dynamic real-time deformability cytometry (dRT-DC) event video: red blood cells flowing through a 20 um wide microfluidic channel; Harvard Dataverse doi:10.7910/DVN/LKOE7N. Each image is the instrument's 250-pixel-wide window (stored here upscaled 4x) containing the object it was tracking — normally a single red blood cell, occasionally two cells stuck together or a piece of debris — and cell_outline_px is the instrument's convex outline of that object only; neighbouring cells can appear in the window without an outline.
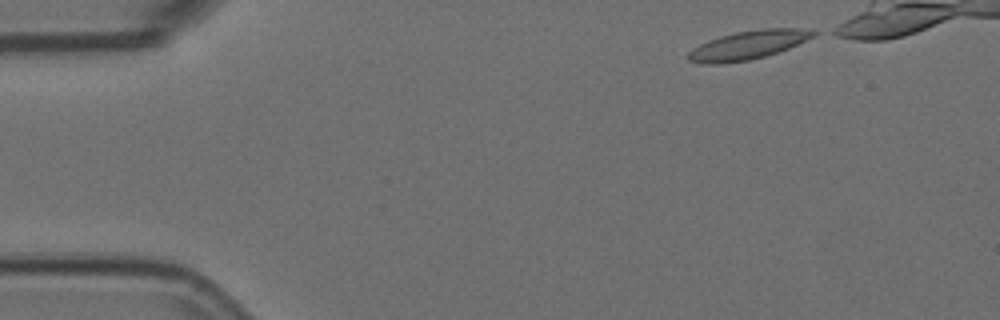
{"species": "Egyptian fruit bat (a non-hibernating species)", "species_latin": "Rousettus aegyptiacus", "temperature_condition": "room temperature", "stored_images_in_passage": 10, "segment_of_instrument_passage": [1, 2], "camera_frame_rate_fps": 3000, "um_per_image_px": 0.085, "animal": {"sex": "female"}, "frame": {"image": 1, "passage_image": 1, "time_ms": 0.0, "image_size_px": [1000, 320], "cell_outline_px": [[820, 32], [788, 48], [764, 56], [748, 60], [720, 64], [708, 64], [688, 60], [688, 52], [692, 48], [708, 40], [720, 36], [736, 32], [764, 28], [800, 28]], "centroid_in_image_um": [63.54, 3.82], "position_along_channel_um": 21.5, "area_um2": 20.58}}
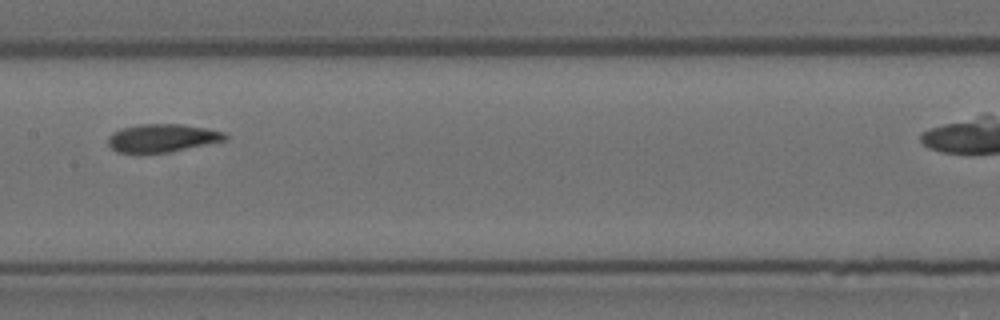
{"frame": {"image": 2, "passage_image": 7, "time_ms": 2.0, "image_size_px": [1000, 320], "cell_outline_px": [[228, 140], [168, 152], [116, 152], [108, 144], [108, 136], [112, 132], [120, 128], [140, 124], [184, 124], [224, 132], [228, 136]], "centroid_in_image_um": [13.79, 11.72], "position_along_channel_um": 193.6, "area_um2": 19.07}}
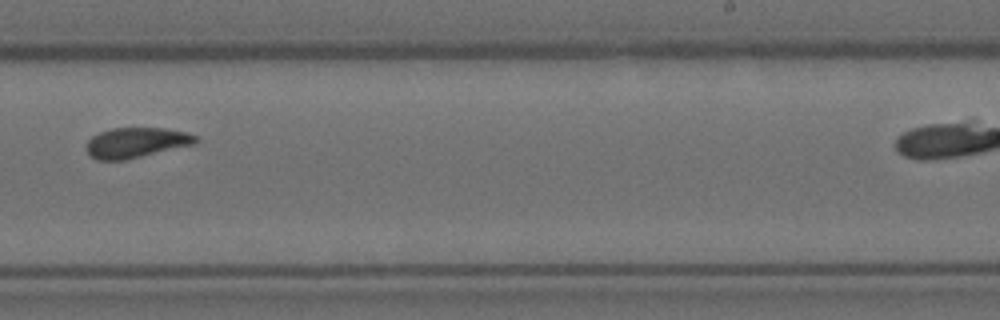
{"frame": {"image": 3, "passage_image": 9, "time_ms": 2.667, "image_size_px": [1000, 320], "cell_outline_px": [[200, 140], [196, 144], [124, 160], [96, 160], [88, 156], [88, 140], [92, 136], [100, 132], [112, 128], [164, 128], [184, 132], [196, 136]], "centroid_in_image_um": [11.58, 12.13], "position_along_channel_um": 277.4, "area_um2": 19.19}}